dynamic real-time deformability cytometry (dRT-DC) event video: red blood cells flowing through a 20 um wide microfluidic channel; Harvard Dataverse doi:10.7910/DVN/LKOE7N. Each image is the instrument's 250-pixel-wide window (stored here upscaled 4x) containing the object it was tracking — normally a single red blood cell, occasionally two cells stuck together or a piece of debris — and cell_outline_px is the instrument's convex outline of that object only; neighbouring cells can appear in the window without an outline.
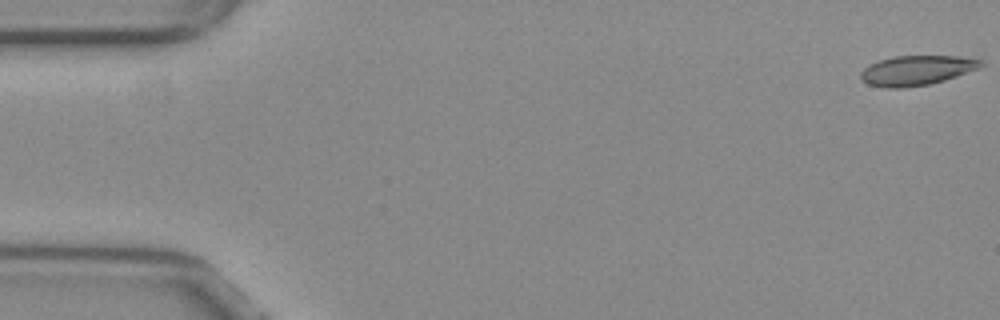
{"species": "common noctule bat (a hibernating species)", "species_latin": "Nyctalus noctula", "temperature_condition": "warm", "stored_images_in_passage": 13, "camera_frame_rate_fps": 3000, "um_per_image_px": 0.085, "animal": {"sex": "female", "body_mass_g": 29.2, "forearm_length_mm": 56.3}, "frame": {"image": 1, "passage_image": 1, "time_ms": 0.0, "image_size_px": [1000, 320], "cell_outline_px": [[984, 64], [976, 68], [956, 76], [944, 80], [928, 84], [904, 88], [888, 88], [868, 84], [860, 76], [860, 72], [864, 68], [880, 60], [892, 56], [960, 56], [980, 60]], "centroid_in_image_um": [77.88, 5.98], "position_along_channel_um": 7.1, "area_um2": 20.46}}